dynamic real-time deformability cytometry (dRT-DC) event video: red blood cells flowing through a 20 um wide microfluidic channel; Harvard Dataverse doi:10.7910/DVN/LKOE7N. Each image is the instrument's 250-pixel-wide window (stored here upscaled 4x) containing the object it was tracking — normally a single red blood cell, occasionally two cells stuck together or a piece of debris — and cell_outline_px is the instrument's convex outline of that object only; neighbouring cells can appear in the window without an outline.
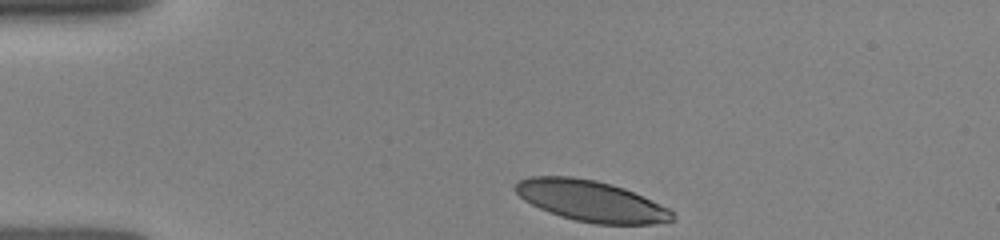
{"species": "human", "species_latin": "Homo sapiens", "temperature_condition": "room temperature", "stored_images_in_passage": 12, "camera_frame_rate_fps": 3000, "um_per_image_px": 0.085, "donor": {"sex": "female"}, "frame": {"image": 1, "passage_image": 1, "time_ms": 0.0, "image_size_px": [1000, 240], "cell_outline_px": [[676, 220], [652, 224], [596, 224], [576, 220], [560, 216], [548, 212], [524, 200], [512, 188], [520, 180], [532, 176], [572, 176], [596, 180], [612, 184], [624, 188], [668, 208], [676, 216]], "centroid_in_image_um": [50.23, 17.08], "position_along_channel_um": 34.8, "area_um2": 37.34}}